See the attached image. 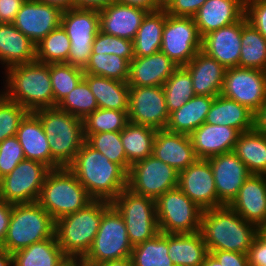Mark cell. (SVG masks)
Wrapping results in <instances>:
<instances>
[{"instance_id": "obj_16", "label": "cell", "mask_w": 266, "mask_h": 266, "mask_svg": "<svg viewBox=\"0 0 266 266\" xmlns=\"http://www.w3.org/2000/svg\"><path fill=\"white\" fill-rule=\"evenodd\" d=\"M128 120L156 130L165 129L169 113L162 86H129Z\"/></svg>"}, {"instance_id": "obj_43", "label": "cell", "mask_w": 266, "mask_h": 266, "mask_svg": "<svg viewBox=\"0 0 266 266\" xmlns=\"http://www.w3.org/2000/svg\"><path fill=\"white\" fill-rule=\"evenodd\" d=\"M85 142L109 161L120 165L127 173L131 167L121 140V132H101L84 134Z\"/></svg>"}, {"instance_id": "obj_55", "label": "cell", "mask_w": 266, "mask_h": 266, "mask_svg": "<svg viewBox=\"0 0 266 266\" xmlns=\"http://www.w3.org/2000/svg\"><path fill=\"white\" fill-rule=\"evenodd\" d=\"M12 206L13 204L0 199V246L3 244L7 235L9 221L12 214Z\"/></svg>"}, {"instance_id": "obj_12", "label": "cell", "mask_w": 266, "mask_h": 266, "mask_svg": "<svg viewBox=\"0 0 266 266\" xmlns=\"http://www.w3.org/2000/svg\"><path fill=\"white\" fill-rule=\"evenodd\" d=\"M50 170L41 162L23 159L9 174L0 179V199L11 204L38 201Z\"/></svg>"}, {"instance_id": "obj_28", "label": "cell", "mask_w": 266, "mask_h": 266, "mask_svg": "<svg viewBox=\"0 0 266 266\" xmlns=\"http://www.w3.org/2000/svg\"><path fill=\"white\" fill-rule=\"evenodd\" d=\"M0 61L6 69L36 61V44L13 23H0Z\"/></svg>"}, {"instance_id": "obj_22", "label": "cell", "mask_w": 266, "mask_h": 266, "mask_svg": "<svg viewBox=\"0 0 266 266\" xmlns=\"http://www.w3.org/2000/svg\"><path fill=\"white\" fill-rule=\"evenodd\" d=\"M98 12L101 32L133 41L148 11L115 1Z\"/></svg>"}, {"instance_id": "obj_23", "label": "cell", "mask_w": 266, "mask_h": 266, "mask_svg": "<svg viewBox=\"0 0 266 266\" xmlns=\"http://www.w3.org/2000/svg\"><path fill=\"white\" fill-rule=\"evenodd\" d=\"M153 156L172 166L178 172L186 169L196 157L190 135L157 130L153 143Z\"/></svg>"}, {"instance_id": "obj_6", "label": "cell", "mask_w": 266, "mask_h": 266, "mask_svg": "<svg viewBox=\"0 0 266 266\" xmlns=\"http://www.w3.org/2000/svg\"><path fill=\"white\" fill-rule=\"evenodd\" d=\"M56 221L38 201L13 204L6 238L1 245L10 254L55 235Z\"/></svg>"}, {"instance_id": "obj_34", "label": "cell", "mask_w": 266, "mask_h": 266, "mask_svg": "<svg viewBox=\"0 0 266 266\" xmlns=\"http://www.w3.org/2000/svg\"><path fill=\"white\" fill-rule=\"evenodd\" d=\"M68 260L58 244L56 234L12 254L13 266H62Z\"/></svg>"}, {"instance_id": "obj_24", "label": "cell", "mask_w": 266, "mask_h": 266, "mask_svg": "<svg viewBox=\"0 0 266 266\" xmlns=\"http://www.w3.org/2000/svg\"><path fill=\"white\" fill-rule=\"evenodd\" d=\"M179 67L162 51L149 56L134 57L130 62L129 86H163Z\"/></svg>"}, {"instance_id": "obj_3", "label": "cell", "mask_w": 266, "mask_h": 266, "mask_svg": "<svg viewBox=\"0 0 266 266\" xmlns=\"http://www.w3.org/2000/svg\"><path fill=\"white\" fill-rule=\"evenodd\" d=\"M5 70L7 90L2 94L8 100L20 104L28 112L53 107L50 64L35 61Z\"/></svg>"}, {"instance_id": "obj_42", "label": "cell", "mask_w": 266, "mask_h": 266, "mask_svg": "<svg viewBox=\"0 0 266 266\" xmlns=\"http://www.w3.org/2000/svg\"><path fill=\"white\" fill-rule=\"evenodd\" d=\"M130 62L126 58L115 54H91L88 64L83 69L85 74L127 82L129 78Z\"/></svg>"}, {"instance_id": "obj_33", "label": "cell", "mask_w": 266, "mask_h": 266, "mask_svg": "<svg viewBox=\"0 0 266 266\" xmlns=\"http://www.w3.org/2000/svg\"><path fill=\"white\" fill-rule=\"evenodd\" d=\"M98 108L128 111L129 85L127 82L97 75L84 74Z\"/></svg>"}, {"instance_id": "obj_63", "label": "cell", "mask_w": 266, "mask_h": 266, "mask_svg": "<svg viewBox=\"0 0 266 266\" xmlns=\"http://www.w3.org/2000/svg\"><path fill=\"white\" fill-rule=\"evenodd\" d=\"M62 266H84L80 259H69Z\"/></svg>"}, {"instance_id": "obj_32", "label": "cell", "mask_w": 266, "mask_h": 266, "mask_svg": "<svg viewBox=\"0 0 266 266\" xmlns=\"http://www.w3.org/2000/svg\"><path fill=\"white\" fill-rule=\"evenodd\" d=\"M214 97L195 95L180 109L169 114L166 130L190 135L206 121Z\"/></svg>"}, {"instance_id": "obj_54", "label": "cell", "mask_w": 266, "mask_h": 266, "mask_svg": "<svg viewBox=\"0 0 266 266\" xmlns=\"http://www.w3.org/2000/svg\"><path fill=\"white\" fill-rule=\"evenodd\" d=\"M26 0H0V23H13Z\"/></svg>"}, {"instance_id": "obj_64", "label": "cell", "mask_w": 266, "mask_h": 266, "mask_svg": "<svg viewBox=\"0 0 266 266\" xmlns=\"http://www.w3.org/2000/svg\"><path fill=\"white\" fill-rule=\"evenodd\" d=\"M155 1L163 8L169 0H155Z\"/></svg>"}, {"instance_id": "obj_30", "label": "cell", "mask_w": 266, "mask_h": 266, "mask_svg": "<svg viewBox=\"0 0 266 266\" xmlns=\"http://www.w3.org/2000/svg\"><path fill=\"white\" fill-rule=\"evenodd\" d=\"M205 123L232 127L240 133L254 128V113L223 95L214 97Z\"/></svg>"}, {"instance_id": "obj_39", "label": "cell", "mask_w": 266, "mask_h": 266, "mask_svg": "<svg viewBox=\"0 0 266 266\" xmlns=\"http://www.w3.org/2000/svg\"><path fill=\"white\" fill-rule=\"evenodd\" d=\"M130 258L132 266H174L168 256V233L134 246Z\"/></svg>"}, {"instance_id": "obj_53", "label": "cell", "mask_w": 266, "mask_h": 266, "mask_svg": "<svg viewBox=\"0 0 266 266\" xmlns=\"http://www.w3.org/2000/svg\"><path fill=\"white\" fill-rule=\"evenodd\" d=\"M211 254L222 266H249L248 255L231 251H212Z\"/></svg>"}, {"instance_id": "obj_52", "label": "cell", "mask_w": 266, "mask_h": 266, "mask_svg": "<svg viewBox=\"0 0 266 266\" xmlns=\"http://www.w3.org/2000/svg\"><path fill=\"white\" fill-rule=\"evenodd\" d=\"M207 0H169L163 7L168 15L175 17H194Z\"/></svg>"}, {"instance_id": "obj_11", "label": "cell", "mask_w": 266, "mask_h": 266, "mask_svg": "<svg viewBox=\"0 0 266 266\" xmlns=\"http://www.w3.org/2000/svg\"><path fill=\"white\" fill-rule=\"evenodd\" d=\"M61 26L70 39L67 64L84 69L92 54L93 41L100 31L97 10L71 8L62 12Z\"/></svg>"}, {"instance_id": "obj_17", "label": "cell", "mask_w": 266, "mask_h": 266, "mask_svg": "<svg viewBox=\"0 0 266 266\" xmlns=\"http://www.w3.org/2000/svg\"><path fill=\"white\" fill-rule=\"evenodd\" d=\"M178 187L202 210L219 207L213 171L207 159H197L178 172Z\"/></svg>"}, {"instance_id": "obj_20", "label": "cell", "mask_w": 266, "mask_h": 266, "mask_svg": "<svg viewBox=\"0 0 266 266\" xmlns=\"http://www.w3.org/2000/svg\"><path fill=\"white\" fill-rule=\"evenodd\" d=\"M243 18L202 37V51L226 69L239 66Z\"/></svg>"}, {"instance_id": "obj_8", "label": "cell", "mask_w": 266, "mask_h": 266, "mask_svg": "<svg viewBox=\"0 0 266 266\" xmlns=\"http://www.w3.org/2000/svg\"><path fill=\"white\" fill-rule=\"evenodd\" d=\"M133 246L121 213L110 203L103 211L100 227L82 263H101L131 256Z\"/></svg>"}, {"instance_id": "obj_13", "label": "cell", "mask_w": 266, "mask_h": 266, "mask_svg": "<svg viewBox=\"0 0 266 266\" xmlns=\"http://www.w3.org/2000/svg\"><path fill=\"white\" fill-rule=\"evenodd\" d=\"M178 187V171L153 155L134 163L127 175V188L135 194L156 200Z\"/></svg>"}, {"instance_id": "obj_15", "label": "cell", "mask_w": 266, "mask_h": 266, "mask_svg": "<svg viewBox=\"0 0 266 266\" xmlns=\"http://www.w3.org/2000/svg\"><path fill=\"white\" fill-rule=\"evenodd\" d=\"M220 94L255 113L266 101V71L228 68Z\"/></svg>"}, {"instance_id": "obj_45", "label": "cell", "mask_w": 266, "mask_h": 266, "mask_svg": "<svg viewBox=\"0 0 266 266\" xmlns=\"http://www.w3.org/2000/svg\"><path fill=\"white\" fill-rule=\"evenodd\" d=\"M128 122V111L98 108L83 120L84 134L121 132Z\"/></svg>"}, {"instance_id": "obj_51", "label": "cell", "mask_w": 266, "mask_h": 266, "mask_svg": "<svg viewBox=\"0 0 266 266\" xmlns=\"http://www.w3.org/2000/svg\"><path fill=\"white\" fill-rule=\"evenodd\" d=\"M247 255L249 266H266V224L257 227Z\"/></svg>"}, {"instance_id": "obj_49", "label": "cell", "mask_w": 266, "mask_h": 266, "mask_svg": "<svg viewBox=\"0 0 266 266\" xmlns=\"http://www.w3.org/2000/svg\"><path fill=\"white\" fill-rule=\"evenodd\" d=\"M23 159V149L16 135L3 140L0 143V179L9 174Z\"/></svg>"}, {"instance_id": "obj_37", "label": "cell", "mask_w": 266, "mask_h": 266, "mask_svg": "<svg viewBox=\"0 0 266 266\" xmlns=\"http://www.w3.org/2000/svg\"><path fill=\"white\" fill-rule=\"evenodd\" d=\"M155 128L128 122L121 131V140L128 163H134L153 155Z\"/></svg>"}, {"instance_id": "obj_29", "label": "cell", "mask_w": 266, "mask_h": 266, "mask_svg": "<svg viewBox=\"0 0 266 266\" xmlns=\"http://www.w3.org/2000/svg\"><path fill=\"white\" fill-rule=\"evenodd\" d=\"M25 159L41 162L51 169V150L40 119L29 112L21 121L16 134Z\"/></svg>"}, {"instance_id": "obj_46", "label": "cell", "mask_w": 266, "mask_h": 266, "mask_svg": "<svg viewBox=\"0 0 266 266\" xmlns=\"http://www.w3.org/2000/svg\"><path fill=\"white\" fill-rule=\"evenodd\" d=\"M57 107L82 120L98 109L95 96L84 78Z\"/></svg>"}, {"instance_id": "obj_40", "label": "cell", "mask_w": 266, "mask_h": 266, "mask_svg": "<svg viewBox=\"0 0 266 266\" xmlns=\"http://www.w3.org/2000/svg\"><path fill=\"white\" fill-rule=\"evenodd\" d=\"M168 113L180 109L195 96L192 78L189 72L179 66L163 84Z\"/></svg>"}, {"instance_id": "obj_18", "label": "cell", "mask_w": 266, "mask_h": 266, "mask_svg": "<svg viewBox=\"0 0 266 266\" xmlns=\"http://www.w3.org/2000/svg\"><path fill=\"white\" fill-rule=\"evenodd\" d=\"M207 160L213 171L219 207L229 206L251 173L233 151L212 156Z\"/></svg>"}, {"instance_id": "obj_44", "label": "cell", "mask_w": 266, "mask_h": 266, "mask_svg": "<svg viewBox=\"0 0 266 266\" xmlns=\"http://www.w3.org/2000/svg\"><path fill=\"white\" fill-rule=\"evenodd\" d=\"M82 68L67 63H50L53 107H56L84 78Z\"/></svg>"}, {"instance_id": "obj_41", "label": "cell", "mask_w": 266, "mask_h": 266, "mask_svg": "<svg viewBox=\"0 0 266 266\" xmlns=\"http://www.w3.org/2000/svg\"><path fill=\"white\" fill-rule=\"evenodd\" d=\"M69 53L70 39L61 25L36 44L39 63H67Z\"/></svg>"}, {"instance_id": "obj_14", "label": "cell", "mask_w": 266, "mask_h": 266, "mask_svg": "<svg viewBox=\"0 0 266 266\" xmlns=\"http://www.w3.org/2000/svg\"><path fill=\"white\" fill-rule=\"evenodd\" d=\"M202 49V37L193 17L166 13L160 51L179 66L187 65Z\"/></svg>"}, {"instance_id": "obj_61", "label": "cell", "mask_w": 266, "mask_h": 266, "mask_svg": "<svg viewBox=\"0 0 266 266\" xmlns=\"http://www.w3.org/2000/svg\"><path fill=\"white\" fill-rule=\"evenodd\" d=\"M0 266H13L12 254L0 246Z\"/></svg>"}, {"instance_id": "obj_59", "label": "cell", "mask_w": 266, "mask_h": 266, "mask_svg": "<svg viewBox=\"0 0 266 266\" xmlns=\"http://www.w3.org/2000/svg\"><path fill=\"white\" fill-rule=\"evenodd\" d=\"M84 266H132L131 258L112 260L101 263H83Z\"/></svg>"}, {"instance_id": "obj_31", "label": "cell", "mask_w": 266, "mask_h": 266, "mask_svg": "<svg viewBox=\"0 0 266 266\" xmlns=\"http://www.w3.org/2000/svg\"><path fill=\"white\" fill-rule=\"evenodd\" d=\"M208 254L200 231L192 234L168 233V256L174 266H201Z\"/></svg>"}, {"instance_id": "obj_5", "label": "cell", "mask_w": 266, "mask_h": 266, "mask_svg": "<svg viewBox=\"0 0 266 266\" xmlns=\"http://www.w3.org/2000/svg\"><path fill=\"white\" fill-rule=\"evenodd\" d=\"M109 204L104 200H92L84 208L56 221L58 244L69 259L81 260L87 254L100 227L103 211Z\"/></svg>"}, {"instance_id": "obj_9", "label": "cell", "mask_w": 266, "mask_h": 266, "mask_svg": "<svg viewBox=\"0 0 266 266\" xmlns=\"http://www.w3.org/2000/svg\"><path fill=\"white\" fill-rule=\"evenodd\" d=\"M155 202L161 233L192 234L200 231L203 210L179 187L166 191Z\"/></svg>"}, {"instance_id": "obj_25", "label": "cell", "mask_w": 266, "mask_h": 266, "mask_svg": "<svg viewBox=\"0 0 266 266\" xmlns=\"http://www.w3.org/2000/svg\"><path fill=\"white\" fill-rule=\"evenodd\" d=\"M245 16L244 0H207L193 17L201 37Z\"/></svg>"}, {"instance_id": "obj_60", "label": "cell", "mask_w": 266, "mask_h": 266, "mask_svg": "<svg viewBox=\"0 0 266 266\" xmlns=\"http://www.w3.org/2000/svg\"><path fill=\"white\" fill-rule=\"evenodd\" d=\"M42 3H47L49 5L59 8L61 11H66L73 8V0H35Z\"/></svg>"}, {"instance_id": "obj_36", "label": "cell", "mask_w": 266, "mask_h": 266, "mask_svg": "<svg viewBox=\"0 0 266 266\" xmlns=\"http://www.w3.org/2000/svg\"><path fill=\"white\" fill-rule=\"evenodd\" d=\"M233 152L251 174L266 175V135L254 128L241 133Z\"/></svg>"}, {"instance_id": "obj_4", "label": "cell", "mask_w": 266, "mask_h": 266, "mask_svg": "<svg viewBox=\"0 0 266 266\" xmlns=\"http://www.w3.org/2000/svg\"><path fill=\"white\" fill-rule=\"evenodd\" d=\"M41 121L51 150V169L68 167L85 142L83 120L56 107L33 112Z\"/></svg>"}, {"instance_id": "obj_35", "label": "cell", "mask_w": 266, "mask_h": 266, "mask_svg": "<svg viewBox=\"0 0 266 266\" xmlns=\"http://www.w3.org/2000/svg\"><path fill=\"white\" fill-rule=\"evenodd\" d=\"M166 21L163 8L147 12L133 40L134 57H144L160 51Z\"/></svg>"}, {"instance_id": "obj_19", "label": "cell", "mask_w": 266, "mask_h": 266, "mask_svg": "<svg viewBox=\"0 0 266 266\" xmlns=\"http://www.w3.org/2000/svg\"><path fill=\"white\" fill-rule=\"evenodd\" d=\"M59 8L35 0H26L19 9L13 24L37 44L61 25Z\"/></svg>"}, {"instance_id": "obj_38", "label": "cell", "mask_w": 266, "mask_h": 266, "mask_svg": "<svg viewBox=\"0 0 266 266\" xmlns=\"http://www.w3.org/2000/svg\"><path fill=\"white\" fill-rule=\"evenodd\" d=\"M239 67L266 71V39L243 17Z\"/></svg>"}, {"instance_id": "obj_10", "label": "cell", "mask_w": 266, "mask_h": 266, "mask_svg": "<svg viewBox=\"0 0 266 266\" xmlns=\"http://www.w3.org/2000/svg\"><path fill=\"white\" fill-rule=\"evenodd\" d=\"M111 203L121 213L133 247L160 233L156 202L152 198L135 194L125 188Z\"/></svg>"}, {"instance_id": "obj_58", "label": "cell", "mask_w": 266, "mask_h": 266, "mask_svg": "<svg viewBox=\"0 0 266 266\" xmlns=\"http://www.w3.org/2000/svg\"><path fill=\"white\" fill-rule=\"evenodd\" d=\"M254 129L256 131L266 135V101L254 113Z\"/></svg>"}, {"instance_id": "obj_1", "label": "cell", "mask_w": 266, "mask_h": 266, "mask_svg": "<svg viewBox=\"0 0 266 266\" xmlns=\"http://www.w3.org/2000/svg\"><path fill=\"white\" fill-rule=\"evenodd\" d=\"M93 200L112 202L127 188L128 173L86 142L68 166Z\"/></svg>"}, {"instance_id": "obj_48", "label": "cell", "mask_w": 266, "mask_h": 266, "mask_svg": "<svg viewBox=\"0 0 266 266\" xmlns=\"http://www.w3.org/2000/svg\"><path fill=\"white\" fill-rule=\"evenodd\" d=\"M99 53L115 54L131 62L134 58L133 41L99 31L92 44V54Z\"/></svg>"}, {"instance_id": "obj_2", "label": "cell", "mask_w": 266, "mask_h": 266, "mask_svg": "<svg viewBox=\"0 0 266 266\" xmlns=\"http://www.w3.org/2000/svg\"><path fill=\"white\" fill-rule=\"evenodd\" d=\"M200 232L209 253L223 250L247 254L257 227L223 205L203 210Z\"/></svg>"}, {"instance_id": "obj_50", "label": "cell", "mask_w": 266, "mask_h": 266, "mask_svg": "<svg viewBox=\"0 0 266 266\" xmlns=\"http://www.w3.org/2000/svg\"><path fill=\"white\" fill-rule=\"evenodd\" d=\"M247 21L266 39V0L245 2Z\"/></svg>"}, {"instance_id": "obj_57", "label": "cell", "mask_w": 266, "mask_h": 266, "mask_svg": "<svg viewBox=\"0 0 266 266\" xmlns=\"http://www.w3.org/2000/svg\"><path fill=\"white\" fill-rule=\"evenodd\" d=\"M119 3L140 7L148 12L156 11L162 7L155 0H116Z\"/></svg>"}, {"instance_id": "obj_26", "label": "cell", "mask_w": 266, "mask_h": 266, "mask_svg": "<svg viewBox=\"0 0 266 266\" xmlns=\"http://www.w3.org/2000/svg\"><path fill=\"white\" fill-rule=\"evenodd\" d=\"M241 133L223 125L203 123L190 134L198 159H208L215 155L232 152Z\"/></svg>"}, {"instance_id": "obj_27", "label": "cell", "mask_w": 266, "mask_h": 266, "mask_svg": "<svg viewBox=\"0 0 266 266\" xmlns=\"http://www.w3.org/2000/svg\"><path fill=\"white\" fill-rule=\"evenodd\" d=\"M190 74L195 95H220L226 68L202 50L183 66Z\"/></svg>"}, {"instance_id": "obj_56", "label": "cell", "mask_w": 266, "mask_h": 266, "mask_svg": "<svg viewBox=\"0 0 266 266\" xmlns=\"http://www.w3.org/2000/svg\"><path fill=\"white\" fill-rule=\"evenodd\" d=\"M116 0H73V8L100 11Z\"/></svg>"}, {"instance_id": "obj_21", "label": "cell", "mask_w": 266, "mask_h": 266, "mask_svg": "<svg viewBox=\"0 0 266 266\" xmlns=\"http://www.w3.org/2000/svg\"><path fill=\"white\" fill-rule=\"evenodd\" d=\"M256 227L266 224V175L251 174L229 205Z\"/></svg>"}, {"instance_id": "obj_47", "label": "cell", "mask_w": 266, "mask_h": 266, "mask_svg": "<svg viewBox=\"0 0 266 266\" xmlns=\"http://www.w3.org/2000/svg\"><path fill=\"white\" fill-rule=\"evenodd\" d=\"M29 112L20 104L8 100L0 94V143L15 136L21 121Z\"/></svg>"}, {"instance_id": "obj_62", "label": "cell", "mask_w": 266, "mask_h": 266, "mask_svg": "<svg viewBox=\"0 0 266 266\" xmlns=\"http://www.w3.org/2000/svg\"><path fill=\"white\" fill-rule=\"evenodd\" d=\"M201 266H222V265L211 253H209L206 256Z\"/></svg>"}, {"instance_id": "obj_7", "label": "cell", "mask_w": 266, "mask_h": 266, "mask_svg": "<svg viewBox=\"0 0 266 266\" xmlns=\"http://www.w3.org/2000/svg\"><path fill=\"white\" fill-rule=\"evenodd\" d=\"M93 199L68 167L51 169L47 174L38 199L52 218L75 213Z\"/></svg>"}]
</instances>
